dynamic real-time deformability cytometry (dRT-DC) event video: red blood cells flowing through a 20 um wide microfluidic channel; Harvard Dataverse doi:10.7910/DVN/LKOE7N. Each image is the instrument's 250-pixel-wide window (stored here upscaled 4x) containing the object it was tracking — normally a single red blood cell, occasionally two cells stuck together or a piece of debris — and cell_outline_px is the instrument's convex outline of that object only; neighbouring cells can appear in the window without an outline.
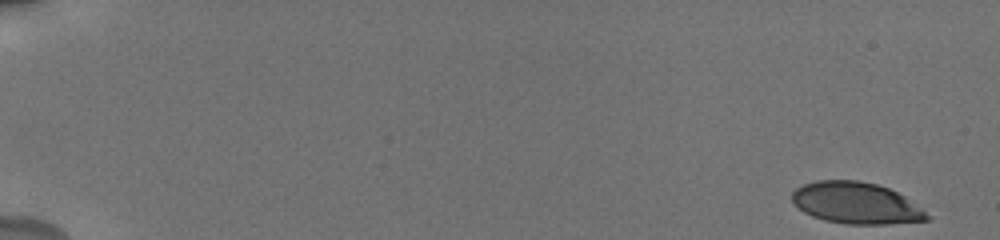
{"species": "human", "species_latin": "Homo sapiens", "temperature_condition": "cold", "stored_images_in_passage": 59, "camera_frame_rate_fps": 3000, "um_per_image_px": 0.085, "donor": {"sex": "male"}, "frame": {"image": 1, "passage_image": 1, "time_ms": 0.0, "image_size_px": [1000, 240], "cell_outline_px": [[932, 216], [928, 220], [888, 224], [844, 224], [824, 220], [812, 216], [804, 212], [792, 200], [792, 192], [796, 188], [804, 184], [816, 180], [860, 180], [876, 184], [888, 188], [904, 196]], "centroid_in_image_um": [72.77, 17.26], "position_along_channel_um": 12.2, "area_um2": 32.6}}
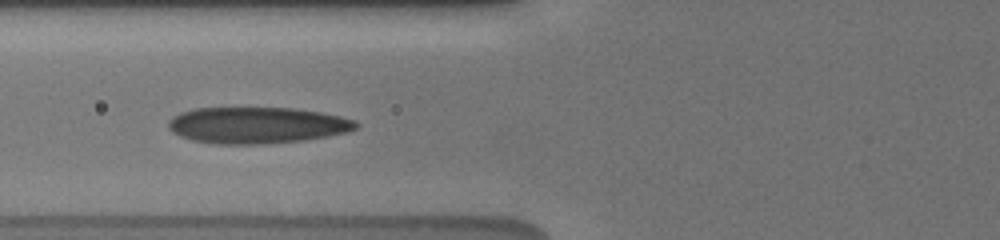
{"frame": {"image": 2, "passage_image": 16, "time_ms": 7.333, "image_size_px": [1000, 240], "cell_outline_px": [[360, 124], [356, 128], [348, 132], [328, 136], [304, 140], [264, 144], [220, 144], [192, 140], [180, 136], [172, 132], [168, 128], [168, 120], [172, 116], [180, 112], [196, 108], [292, 108], [324, 112], [356, 120]], "centroid_in_image_um": [21.86, 10.64], "position_along_channel_um": 103.9, "area_um2": 40.06}}
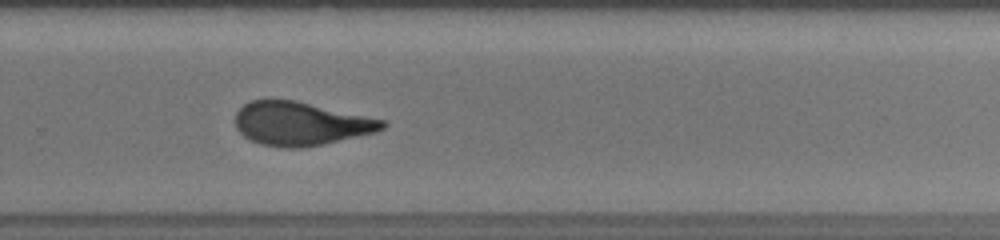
{"frame": {"image": 3, "passage_image": 38, "time_ms": 12.667, "image_size_px": [1000, 240], "cell_outline_px": [[388, 124], [384, 128], [376, 132], [324, 144], [300, 148], [284, 148], [260, 144], [244, 136], [236, 128], [236, 112], [244, 104], [252, 100], [296, 100], [388, 120]], "centroid_in_image_um": [25.61, 10.51], "position_along_channel_um": 304.2, "area_um2": 37.51}, "authors_computed_cell_mechanics": {"area_um2": 37.859, "velocity_mm_per_s": 3.7647, "shape_relaxation_time_tau1_ms": 6.3775, "shape_relaxation_time_tau2_ms": 1.2591, "deformation_change_tau1": 0.2087, "deformation_change_tau2": 0.0834}}